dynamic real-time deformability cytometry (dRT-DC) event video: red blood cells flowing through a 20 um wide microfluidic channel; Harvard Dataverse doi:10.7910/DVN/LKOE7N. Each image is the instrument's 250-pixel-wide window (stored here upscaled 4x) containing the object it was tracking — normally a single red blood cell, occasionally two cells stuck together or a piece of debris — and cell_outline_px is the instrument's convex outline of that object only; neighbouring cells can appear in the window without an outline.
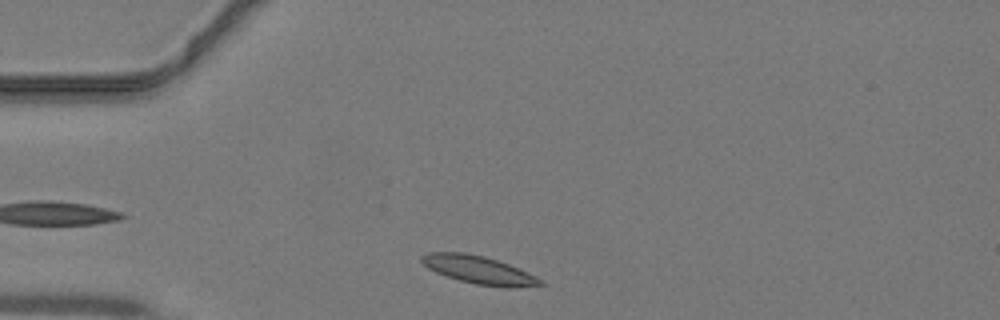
{"species": "common noctule bat (a hibernating species)", "species_latin": "Nyctalus noctula", "temperature_condition": "warm", "stored_images_in_passage": 34, "camera_frame_rate_fps": 3000, "um_per_image_px": 0.085, "animal": {"sex": "male", "body_mass_g": 19.2, "forearm_length_mm": 51.8}, "frame": {"image": 1, "passage_image": 1, "time_ms": 0.0, "image_size_px": [1000, 320], "cell_outline_px": [[544, 284], [508, 288], [504, 288], [476, 284], [460, 280], [436, 272], [428, 268], [420, 260], [420, 256], [428, 252], [464, 252], [484, 256], [508, 264], [540, 280]], "centroid_in_image_um": [40.61, 22.93], "position_along_channel_um": 44.4, "area_um2": 18.84}}
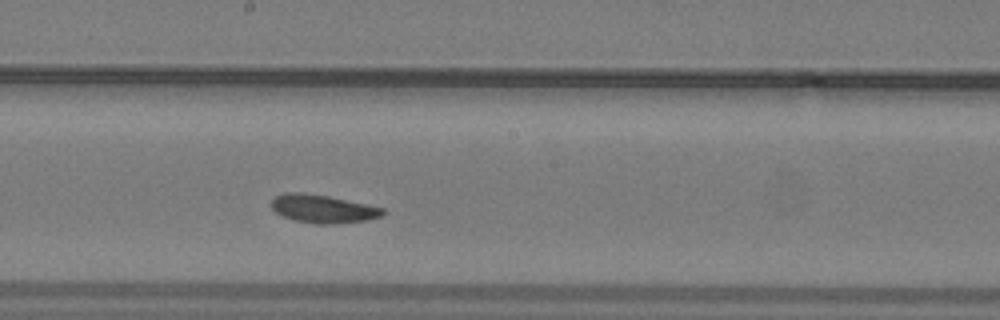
{"frame": {"image": 2, "passage_image": 14, "time_ms": 4.333, "image_size_px": [1000, 320], "cell_outline_px": [[384, 212], [380, 216], [368, 220], [332, 224], [316, 224], [292, 220], [280, 216], [272, 208], [272, 200], [276, 196], [284, 192], [304, 192], [328, 196], [384, 208]], "centroid_in_image_um": [27.4, 17.75], "position_along_channel_um": 220.8, "area_um2": 18.32}}
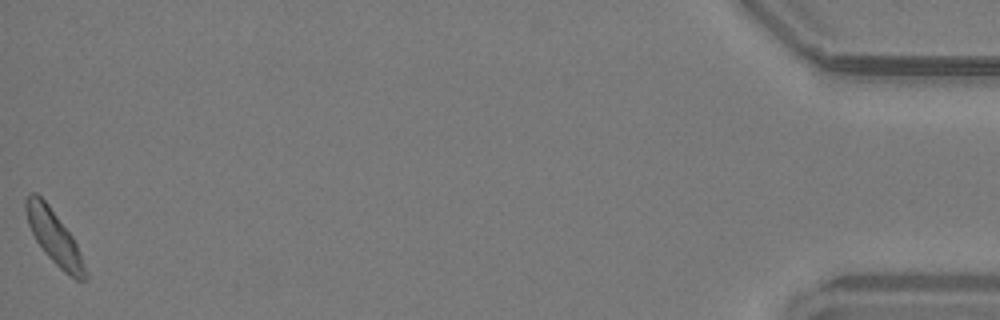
{"frame": {"image": 3, "passage_image": 34, "time_ms": 11.0, "image_size_px": [1000, 320], "cell_outline_px": [[88, 276], [84, 280], [76, 280], [64, 272], [44, 252], [36, 240], [28, 224], [24, 208], [24, 200], [32, 192], [36, 192], [48, 204], [72, 236], [80, 252], [88, 272]], "centroid_in_image_um": [4.61, 20.16], "position_along_channel_um": 430.6, "area_um2": 18.44}}